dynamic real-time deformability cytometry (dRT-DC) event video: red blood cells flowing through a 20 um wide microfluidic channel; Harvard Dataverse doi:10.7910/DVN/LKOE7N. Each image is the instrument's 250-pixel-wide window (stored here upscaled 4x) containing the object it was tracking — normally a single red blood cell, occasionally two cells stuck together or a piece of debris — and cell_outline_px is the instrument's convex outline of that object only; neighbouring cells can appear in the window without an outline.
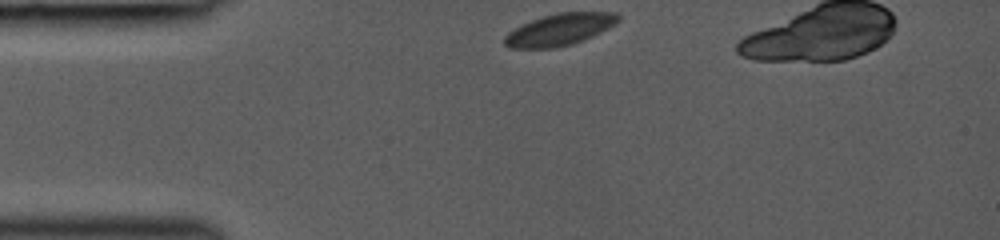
{"species": "common noctule bat (a hibernating species)", "species_latin": "Nyctalus noctula", "temperature_condition": "room temperature", "stored_images_in_passage": 12, "camera_frame_rate_fps": 3000, "um_per_image_px": 0.085, "animal": {"sex": "female", "body_mass_g": 19.0, "forearm_length_mm": 53.3}, "frame": {"image": 1, "passage_image": 1, "time_ms": 0.0, "image_size_px": [1000, 240], "cell_outline_px": [[620, 20], [608, 28], [584, 40], [572, 44], [552, 48], [508, 48], [504, 44], [504, 36], [508, 32], [532, 20], [544, 16], [560, 12], [620, 12]], "centroid_in_image_um": [47.59, 2.51], "position_along_channel_um": 37.4, "area_um2": 20.98}}